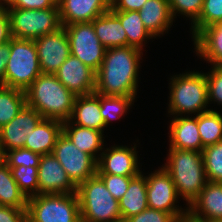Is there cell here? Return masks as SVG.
Instances as JSON below:
<instances>
[{
  "label": "cell",
  "instance_id": "cell-1",
  "mask_svg": "<svg viewBox=\"0 0 222 222\" xmlns=\"http://www.w3.org/2000/svg\"><path fill=\"white\" fill-rule=\"evenodd\" d=\"M141 54V50L130 46L106 49L96 72L95 92L104 96L135 97Z\"/></svg>",
  "mask_w": 222,
  "mask_h": 222
},
{
  "label": "cell",
  "instance_id": "cell-2",
  "mask_svg": "<svg viewBox=\"0 0 222 222\" xmlns=\"http://www.w3.org/2000/svg\"><path fill=\"white\" fill-rule=\"evenodd\" d=\"M26 105L43 118L66 122L70 119L76 96L55 74L41 73L25 90Z\"/></svg>",
  "mask_w": 222,
  "mask_h": 222
},
{
  "label": "cell",
  "instance_id": "cell-3",
  "mask_svg": "<svg viewBox=\"0 0 222 222\" xmlns=\"http://www.w3.org/2000/svg\"><path fill=\"white\" fill-rule=\"evenodd\" d=\"M164 170L172 177L177 194L189 206L208 182L203 153L195 150L169 148Z\"/></svg>",
  "mask_w": 222,
  "mask_h": 222
},
{
  "label": "cell",
  "instance_id": "cell-4",
  "mask_svg": "<svg viewBox=\"0 0 222 222\" xmlns=\"http://www.w3.org/2000/svg\"><path fill=\"white\" fill-rule=\"evenodd\" d=\"M170 80L168 113L174 116H182L183 113L199 115L210 110L205 109L209 104L205 73L187 72L175 75Z\"/></svg>",
  "mask_w": 222,
  "mask_h": 222
},
{
  "label": "cell",
  "instance_id": "cell-5",
  "mask_svg": "<svg viewBox=\"0 0 222 222\" xmlns=\"http://www.w3.org/2000/svg\"><path fill=\"white\" fill-rule=\"evenodd\" d=\"M81 222H122L119 201L96 174L77 187Z\"/></svg>",
  "mask_w": 222,
  "mask_h": 222
},
{
  "label": "cell",
  "instance_id": "cell-6",
  "mask_svg": "<svg viewBox=\"0 0 222 222\" xmlns=\"http://www.w3.org/2000/svg\"><path fill=\"white\" fill-rule=\"evenodd\" d=\"M41 73L35 42L11 37L5 86L25 91Z\"/></svg>",
  "mask_w": 222,
  "mask_h": 222
},
{
  "label": "cell",
  "instance_id": "cell-7",
  "mask_svg": "<svg viewBox=\"0 0 222 222\" xmlns=\"http://www.w3.org/2000/svg\"><path fill=\"white\" fill-rule=\"evenodd\" d=\"M27 219L31 222H81L77 193L29 197Z\"/></svg>",
  "mask_w": 222,
  "mask_h": 222
},
{
  "label": "cell",
  "instance_id": "cell-8",
  "mask_svg": "<svg viewBox=\"0 0 222 222\" xmlns=\"http://www.w3.org/2000/svg\"><path fill=\"white\" fill-rule=\"evenodd\" d=\"M11 37L35 40L62 27L59 5L48 9L7 8Z\"/></svg>",
  "mask_w": 222,
  "mask_h": 222
},
{
  "label": "cell",
  "instance_id": "cell-9",
  "mask_svg": "<svg viewBox=\"0 0 222 222\" xmlns=\"http://www.w3.org/2000/svg\"><path fill=\"white\" fill-rule=\"evenodd\" d=\"M70 43L71 55L97 72L102 65L106 48L96 36L92 22L64 26Z\"/></svg>",
  "mask_w": 222,
  "mask_h": 222
},
{
  "label": "cell",
  "instance_id": "cell-10",
  "mask_svg": "<svg viewBox=\"0 0 222 222\" xmlns=\"http://www.w3.org/2000/svg\"><path fill=\"white\" fill-rule=\"evenodd\" d=\"M53 155L76 187L97 174V160L79 150L63 132L57 138Z\"/></svg>",
  "mask_w": 222,
  "mask_h": 222
},
{
  "label": "cell",
  "instance_id": "cell-11",
  "mask_svg": "<svg viewBox=\"0 0 222 222\" xmlns=\"http://www.w3.org/2000/svg\"><path fill=\"white\" fill-rule=\"evenodd\" d=\"M146 181L148 208L172 213L176 218L188 212V209L182 210L175 205L179 195L172 177L163 167L146 176Z\"/></svg>",
  "mask_w": 222,
  "mask_h": 222
},
{
  "label": "cell",
  "instance_id": "cell-12",
  "mask_svg": "<svg viewBox=\"0 0 222 222\" xmlns=\"http://www.w3.org/2000/svg\"><path fill=\"white\" fill-rule=\"evenodd\" d=\"M42 73L55 74L71 55L65 27L34 40Z\"/></svg>",
  "mask_w": 222,
  "mask_h": 222
},
{
  "label": "cell",
  "instance_id": "cell-13",
  "mask_svg": "<svg viewBox=\"0 0 222 222\" xmlns=\"http://www.w3.org/2000/svg\"><path fill=\"white\" fill-rule=\"evenodd\" d=\"M42 119L37 110L25 105L8 124L0 128L1 154L12 149L24 148L26 136Z\"/></svg>",
  "mask_w": 222,
  "mask_h": 222
},
{
  "label": "cell",
  "instance_id": "cell-14",
  "mask_svg": "<svg viewBox=\"0 0 222 222\" xmlns=\"http://www.w3.org/2000/svg\"><path fill=\"white\" fill-rule=\"evenodd\" d=\"M97 161V174L136 177L141 171L138 166L136 146H113L107 148Z\"/></svg>",
  "mask_w": 222,
  "mask_h": 222
},
{
  "label": "cell",
  "instance_id": "cell-15",
  "mask_svg": "<svg viewBox=\"0 0 222 222\" xmlns=\"http://www.w3.org/2000/svg\"><path fill=\"white\" fill-rule=\"evenodd\" d=\"M77 187L51 154L42 155L38 166V194L76 193Z\"/></svg>",
  "mask_w": 222,
  "mask_h": 222
},
{
  "label": "cell",
  "instance_id": "cell-16",
  "mask_svg": "<svg viewBox=\"0 0 222 222\" xmlns=\"http://www.w3.org/2000/svg\"><path fill=\"white\" fill-rule=\"evenodd\" d=\"M57 79L75 96L95 92L96 72L70 55L55 73Z\"/></svg>",
  "mask_w": 222,
  "mask_h": 222
},
{
  "label": "cell",
  "instance_id": "cell-17",
  "mask_svg": "<svg viewBox=\"0 0 222 222\" xmlns=\"http://www.w3.org/2000/svg\"><path fill=\"white\" fill-rule=\"evenodd\" d=\"M62 26L92 22L110 10V0H58Z\"/></svg>",
  "mask_w": 222,
  "mask_h": 222
},
{
  "label": "cell",
  "instance_id": "cell-18",
  "mask_svg": "<svg viewBox=\"0 0 222 222\" xmlns=\"http://www.w3.org/2000/svg\"><path fill=\"white\" fill-rule=\"evenodd\" d=\"M186 208L192 216L203 221H222V183L208 181Z\"/></svg>",
  "mask_w": 222,
  "mask_h": 222
},
{
  "label": "cell",
  "instance_id": "cell-19",
  "mask_svg": "<svg viewBox=\"0 0 222 222\" xmlns=\"http://www.w3.org/2000/svg\"><path fill=\"white\" fill-rule=\"evenodd\" d=\"M171 120L170 148L180 150L203 151V145L198 130V115L196 117L176 116Z\"/></svg>",
  "mask_w": 222,
  "mask_h": 222
},
{
  "label": "cell",
  "instance_id": "cell-20",
  "mask_svg": "<svg viewBox=\"0 0 222 222\" xmlns=\"http://www.w3.org/2000/svg\"><path fill=\"white\" fill-rule=\"evenodd\" d=\"M63 132V122L43 118L26 136L24 148L39 155L53 153L57 138Z\"/></svg>",
  "mask_w": 222,
  "mask_h": 222
},
{
  "label": "cell",
  "instance_id": "cell-21",
  "mask_svg": "<svg viewBox=\"0 0 222 222\" xmlns=\"http://www.w3.org/2000/svg\"><path fill=\"white\" fill-rule=\"evenodd\" d=\"M69 120L78 126L104 132L105 122L100 112V94L94 92L76 96Z\"/></svg>",
  "mask_w": 222,
  "mask_h": 222
},
{
  "label": "cell",
  "instance_id": "cell-22",
  "mask_svg": "<svg viewBox=\"0 0 222 222\" xmlns=\"http://www.w3.org/2000/svg\"><path fill=\"white\" fill-rule=\"evenodd\" d=\"M138 12L152 37H160L173 24L174 18L168 0H147Z\"/></svg>",
  "mask_w": 222,
  "mask_h": 222
},
{
  "label": "cell",
  "instance_id": "cell-23",
  "mask_svg": "<svg viewBox=\"0 0 222 222\" xmlns=\"http://www.w3.org/2000/svg\"><path fill=\"white\" fill-rule=\"evenodd\" d=\"M193 41L196 54L213 66H222V22L205 27Z\"/></svg>",
  "mask_w": 222,
  "mask_h": 222
},
{
  "label": "cell",
  "instance_id": "cell-24",
  "mask_svg": "<svg viewBox=\"0 0 222 222\" xmlns=\"http://www.w3.org/2000/svg\"><path fill=\"white\" fill-rule=\"evenodd\" d=\"M96 36L106 48L127 46V35L119 18L107 11L92 21Z\"/></svg>",
  "mask_w": 222,
  "mask_h": 222
},
{
  "label": "cell",
  "instance_id": "cell-25",
  "mask_svg": "<svg viewBox=\"0 0 222 222\" xmlns=\"http://www.w3.org/2000/svg\"><path fill=\"white\" fill-rule=\"evenodd\" d=\"M147 208V181L141 172L130 181L126 193L119 200L122 222Z\"/></svg>",
  "mask_w": 222,
  "mask_h": 222
},
{
  "label": "cell",
  "instance_id": "cell-26",
  "mask_svg": "<svg viewBox=\"0 0 222 222\" xmlns=\"http://www.w3.org/2000/svg\"><path fill=\"white\" fill-rule=\"evenodd\" d=\"M63 133L79 150L90 154L97 161L99 160L100 157L96 154L100 150L103 151L104 134L102 131L81 127L68 120L63 122Z\"/></svg>",
  "mask_w": 222,
  "mask_h": 222
},
{
  "label": "cell",
  "instance_id": "cell-27",
  "mask_svg": "<svg viewBox=\"0 0 222 222\" xmlns=\"http://www.w3.org/2000/svg\"><path fill=\"white\" fill-rule=\"evenodd\" d=\"M28 198L19 189L11 169L0 161V205L16 209H27Z\"/></svg>",
  "mask_w": 222,
  "mask_h": 222
},
{
  "label": "cell",
  "instance_id": "cell-28",
  "mask_svg": "<svg viewBox=\"0 0 222 222\" xmlns=\"http://www.w3.org/2000/svg\"><path fill=\"white\" fill-rule=\"evenodd\" d=\"M120 20L127 35V46L142 51L143 42L153 37L146 30L138 11H112ZM147 39V40H145Z\"/></svg>",
  "mask_w": 222,
  "mask_h": 222
},
{
  "label": "cell",
  "instance_id": "cell-29",
  "mask_svg": "<svg viewBox=\"0 0 222 222\" xmlns=\"http://www.w3.org/2000/svg\"><path fill=\"white\" fill-rule=\"evenodd\" d=\"M25 105V91L0 85V128L8 124Z\"/></svg>",
  "mask_w": 222,
  "mask_h": 222
},
{
  "label": "cell",
  "instance_id": "cell-30",
  "mask_svg": "<svg viewBox=\"0 0 222 222\" xmlns=\"http://www.w3.org/2000/svg\"><path fill=\"white\" fill-rule=\"evenodd\" d=\"M198 130L203 147L222 141V116L211 109L198 115Z\"/></svg>",
  "mask_w": 222,
  "mask_h": 222
},
{
  "label": "cell",
  "instance_id": "cell-31",
  "mask_svg": "<svg viewBox=\"0 0 222 222\" xmlns=\"http://www.w3.org/2000/svg\"><path fill=\"white\" fill-rule=\"evenodd\" d=\"M135 97L104 96L100 94V112L105 122V127L110 121L119 119L134 104Z\"/></svg>",
  "mask_w": 222,
  "mask_h": 222
},
{
  "label": "cell",
  "instance_id": "cell-32",
  "mask_svg": "<svg viewBox=\"0 0 222 222\" xmlns=\"http://www.w3.org/2000/svg\"><path fill=\"white\" fill-rule=\"evenodd\" d=\"M222 22V0H204L199 18L192 24L194 39L205 27Z\"/></svg>",
  "mask_w": 222,
  "mask_h": 222
},
{
  "label": "cell",
  "instance_id": "cell-33",
  "mask_svg": "<svg viewBox=\"0 0 222 222\" xmlns=\"http://www.w3.org/2000/svg\"><path fill=\"white\" fill-rule=\"evenodd\" d=\"M202 153L208 181L222 183V141L203 148Z\"/></svg>",
  "mask_w": 222,
  "mask_h": 222
},
{
  "label": "cell",
  "instance_id": "cell-34",
  "mask_svg": "<svg viewBox=\"0 0 222 222\" xmlns=\"http://www.w3.org/2000/svg\"><path fill=\"white\" fill-rule=\"evenodd\" d=\"M19 189L27 198L38 195V167H9Z\"/></svg>",
  "mask_w": 222,
  "mask_h": 222
},
{
  "label": "cell",
  "instance_id": "cell-35",
  "mask_svg": "<svg viewBox=\"0 0 222 222\" xmlns=\"http://www.w3.org/2000/svg\"><path fill=\"white\" fill-rule=\"evenodd\" d=\"M41 155L32 152L31 150L25 148H17L5 152L2 156V160L9 167H38L40 163Z\"/></svg>",
  "mask_w": 222,
  "mask_h": 222
},
{
  "label": "cell",
  "instance_id": "cell-36",
  "mask_svg": "<svg viewBox=\"0 0 222 222\" xmlns=\"http://www.w3.org/2000/svg\"><path fill=\"white\" fill-rule=\"evenodd\" d=\"M204 0H168L173 18L180 13L191 19L193 24L200 16Z\"/></svg>",
  "mask_w": 222,
  "mask_h": 222
},
{
  "label": "cell",
  "instance_id": "cell-37",
  "mask_svg": "<svg viewBox=\"0 0 222 222\" xmlns=\"http://www.w3.org/2000/svg\"><path fill=\"white\" fill-rule=\"evenodd\" d=\"M104 182L106 188L109 190L111 195L116 199L120 200L126 193L130 181L134 177L111 175V174H97Z\"/></svg>",
  "mask_w": 222,
  "mask_h": 222
},
{
  "label": "cell",
  "instance_id": "cell-38",
  "mask_svg": "<svg viewBox=\"0 0 222 222\" xmlns=\"http://www.w3.org/2000/svg\"><path fill=\"white\" fill-rule=\"evenodd\" d=\"M212 70L206 73L208 86V103L217 102L222 105V66H213Z\"/></svg>",
  "mask_w": 222,
  "mask_h": 222
},
{
  "label": "cell",
  "instance_id": "cell-39",
  "mask_svg": "<svg viewBox=\"0 0 222 222\" xmlns=\"http://www.w3.org/2000/svg\"><path fill=\"white\" fill-rule=\"evenodd\" d=\"M176 220L177 218L172 213L147 208L125 222H176Z\"/></svg>",
  "mask_w": 222,
  "mask_h": 222
},
{
  "label": "cell",
  "instance_id": "cell-40",
  "mask_svg": "<svg viewBox=\"0 0 222 222\" xmlns=\"http://www.w3.org/2000/svg\"><path fill=\"white\" fill-rule=\"evenodd\" d=\"M7 8L48 9L55 7L58 0H2Z\"/></svg>",
  "mask_w": 222,
  "mask_h": 222
},
{
  "label": "cell",
  "instance_id": "cell-41",
  "mask_svg": "<svg viewBox=\"0 0 222 222\" xmlns=\"http://www.w3.org/2000/svg\"><path fill=\"white\" fill-rule=\"evenodd\" d=\"M27 209H16L0 205V222H25Z\"/></svg>",
  "mask_w": 222,
  "mask_h": 222
},
{
  "label": "cell",
  "instance_id": "cell-42",
  "mask_svg": "<svg viewBox=\"0 0 222 222\" xmlns=\"http://www.w3.org/2000/svg\"><path fill=\"white\" fill-rule=\"evenodd\" d=\"M0 0V45L8 42L11 38L10 20L7 6Z\"/></svg>",
  "mask_w": 222,
  "mask_h": 222
},
{
  "label": "cell",
  "instance_id": "cell-43",
  "mask_svg": "<svg viewBox=\"0 0 222 222\" xmlns=\"http://www.w3.org/2000/svg\"><path fill=\"white\" fill-rule=\"evenodd\" d=\"M147 0H110L111 11H139Z\"/></svg>",
  "mask_w": 222,
  "mask_h": 222
},
{
  "label": "cell",
  "instance_id": "cell-44",
  "mask_svg": "<svg viewBox=\"0 0 222 222\" xmlns=\"http://www.w3.org/2000/svg\"><path fill=\"white\" fill-rule=\"evenodd\" d=\"M10 51V40L0 45V85L5 86V70Z\"/></svg>",
  "mask_w": 222,
  "mask_h": 222
},
{
  "label": "cell",
  "instance_id": "cell-45",
  "mask_svg": "<svg viewBox=\"0 0 222 222\" xmlns=\"http://www.w3.org/2000/svg\"><path fill=\"white\" fill-rule=\"evenodd\" d=\"M176 222H207L192 216L189 212L177 218Z\"/></svg>",
  "mask_w": 222,
  "mask_h": 222
},
{
  "label": "cell",
  "instance_id": "cell-46",
  "mask_svg": "<svg viewBox=\"0 0 222 222\" xmlns=\"http://www.w3.org/2000/svg\"><path fill=\"white\" fill-rule=\"evenodd\" d=\"M2 156H3V155L1 154V150H0V161L2 160Z\"/></svg>",
  "mask_w": 222,
  "mask_h": 222
}]
</instances>
